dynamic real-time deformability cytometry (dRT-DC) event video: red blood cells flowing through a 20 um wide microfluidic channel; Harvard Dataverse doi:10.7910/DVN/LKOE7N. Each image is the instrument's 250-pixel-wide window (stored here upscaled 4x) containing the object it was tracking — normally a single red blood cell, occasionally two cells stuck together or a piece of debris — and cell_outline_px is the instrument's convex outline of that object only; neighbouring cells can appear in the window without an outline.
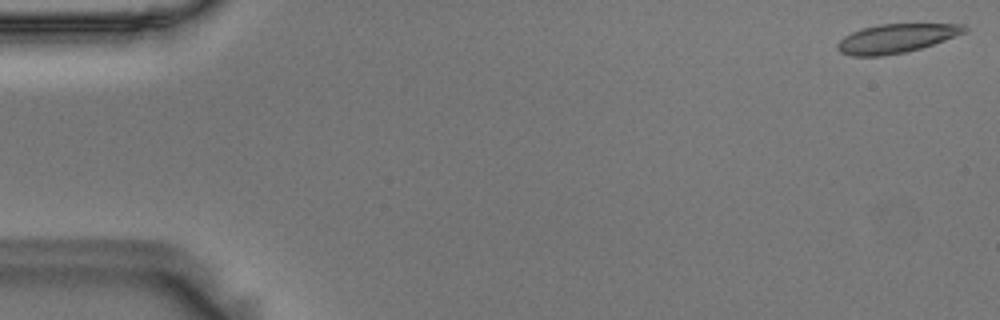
{"species": "Egyptian fruit bat (a non-hibernating species)", "species_latin": "Rousettus aegyptiacus", "temperature_condition": "room temperature", "stored_images_in_passage": 55, "camera_frame_rate_fps": 3000, "um_per_image_px": 0.085, "animal": {"sex": "male"}, "frame": {"image": 1, "passage_image": 1, "time_ms": 0.0, "image_size_px": [1000, 320], "cell_outline_px": [[968, 28], [964, 32], [944, 40], [920, 48], [904, 52], [884, 56], [852, 56], [840, 52], [836, 48], [836, 44], [844, 36], [860, 28], [880, 24], [964, 24]], "centroid_in_image_um": [76.11, 3.26], "position_along_channel_um": 8.9, "area_um2": 21.27}}
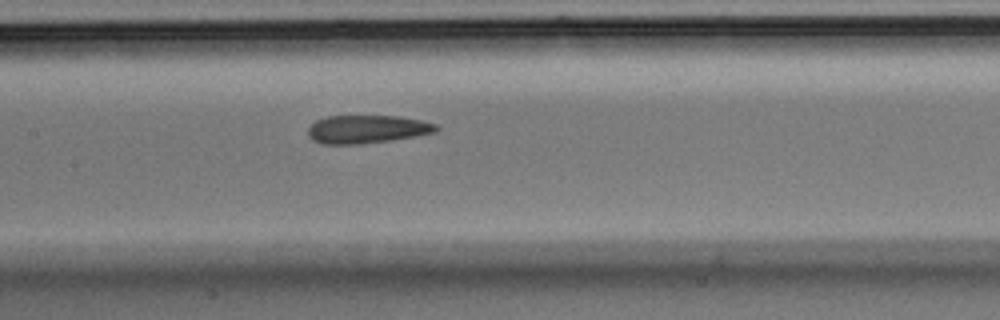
{"frame": {"image": 2, "passage_image": 26, "time_ms": 8.333, "image_size_px": [1000, 320], "cell_outline_px": [[440, 128], [436, 132], [416, 136], [392, 140], [360, 144], [320, 144], [312, 140], [308, 136], [308, 128], [316, 120], [328, 116], [400, 116], [420, 120], [436, 124]], "centroid_in_image_um": [31.19, 10.99], "position_along_channel_um": 176.2, "area_um2": 21.15}}
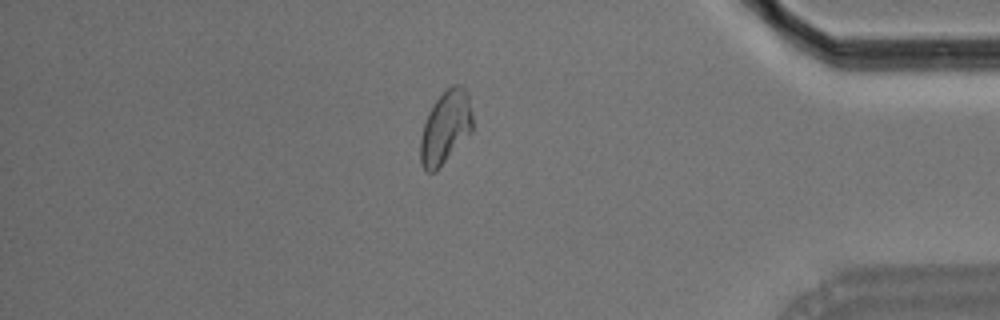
{"frame": {"image": 3, "passage_image": 47, "time_ms": 15.333, "image_size_px": [1000, 320], "cell_outline_px": [[472, 132], [436, 172], [428, 172], [420, 164], [420, 140], [424, 124], [428, 112], [432, 104], [452, 84], [460, 84], [468, 92], [472, 112]], "centroid_in_image_um": [37.87, 10.83], "position_along_channel_um": 397.3, "area_um2": 22.37}, "authors_computed_cell_mechanics": {"area_um2": 21.964, "velocity_mm_per_s": 3.6251, "shape_relaxation_time_tau1_ms": 5.4095, "shape_relaxation_time_tau2_ms": 1.8247, "deformation_change_tau1": 0.1411, "deformation_change_tau2": 0.0842}}